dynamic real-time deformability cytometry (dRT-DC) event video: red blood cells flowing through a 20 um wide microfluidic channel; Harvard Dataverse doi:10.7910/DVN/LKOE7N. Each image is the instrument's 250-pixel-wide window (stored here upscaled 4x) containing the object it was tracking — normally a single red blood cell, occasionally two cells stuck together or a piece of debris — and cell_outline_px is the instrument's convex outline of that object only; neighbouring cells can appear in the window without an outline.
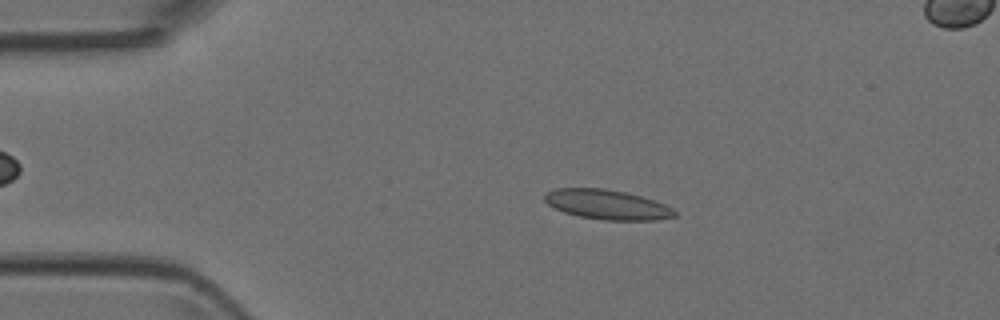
{"species": "Egyptian fruit bat (a non-hibernating species)", "species_latin": "Rousettus aegyptiacus", "temperature_condition": "room temperature", "stored_images_in_passage": 5, "segment_of_instrument_passage": [1, 2], "camera_frame_rate_fps": 3000, "um_per_image_px": 0.085, "animal": {"sex": "female"}, "frame": {"image": 1, "passage_image": 3, "time_ms": 0.667, "image_size_px": [1000, 320], "cell_outline_px": [[676, 216], [656, 220], [604, 220], [580, 216], [564, 212], [548, 204], [544, 200], [544, 196], [548, 192], [556, 188], [604, 188], [624, 192], [656, 200], [672, 208], [676, 212]], "centroid_in_image_um": [51.62, 17.39], "position_along_channel_um": 33.4, "area_um2": 22.37}}